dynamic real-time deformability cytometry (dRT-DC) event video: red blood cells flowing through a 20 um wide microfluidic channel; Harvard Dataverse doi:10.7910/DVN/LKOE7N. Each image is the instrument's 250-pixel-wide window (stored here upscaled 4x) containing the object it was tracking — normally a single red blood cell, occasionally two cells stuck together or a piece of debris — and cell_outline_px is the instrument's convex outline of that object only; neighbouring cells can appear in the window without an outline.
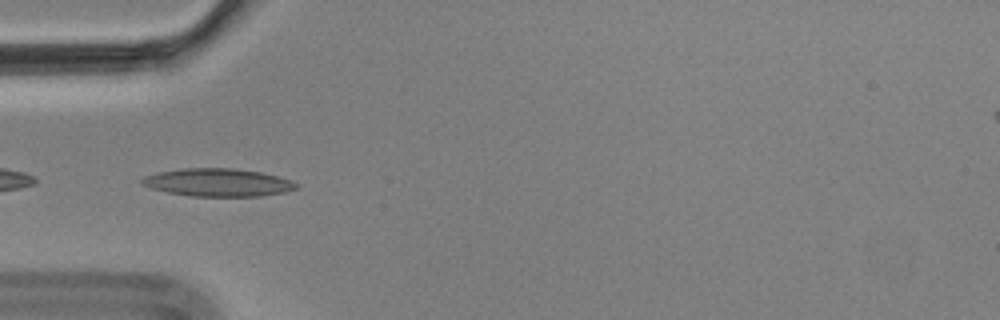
{"species": "Egyptian fruit bat (a non-hibernating species)", "species_latin": "Rousettus aegyptiacus", "temperature_condition": "cold", "stored_images_in_passage": 8, "camera_frame_rate_fps": 3000, "um_per_image_px": 0.085, "animal": {"sex": "male"}, "frame": {"image": 1, "passage_image": 5, "time_ms": 1.333, "image_size_px": [1000, 320], "cell_outline_px": [[300, 184], [296, 188], [284, 192], [260, 196], [192, 196], [168, 192], [152, 188], [140, 184], [140, 180], [144, 176], [156, 172], [180, 168], [236, 168], [260, 172], [292, 180]], "centroid_in_image_um": [18.5, 15.5], "position_along_channel_um": 66.5, "area_um2": 25.14}}
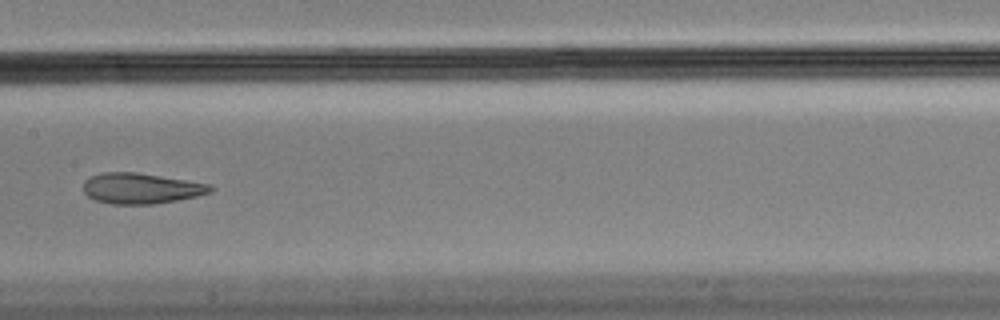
{"frame": {"image": 2, "passage_image": 8, "time_ms": 2.333, "image_size_px": [1000, 320], "cell_outline_px": [[212, 192], [196, 196], [176, 200], [152, 204], [112, 204], [96, 200], [88, 196], [84, 192], [84, 180], [92, 176], [104, 172], [136, 172], [212, 184]], "centroid_in_image_um": [11.99, 16.0], "position_along_channel_um": 195.4, "area_um2": 22.54}}